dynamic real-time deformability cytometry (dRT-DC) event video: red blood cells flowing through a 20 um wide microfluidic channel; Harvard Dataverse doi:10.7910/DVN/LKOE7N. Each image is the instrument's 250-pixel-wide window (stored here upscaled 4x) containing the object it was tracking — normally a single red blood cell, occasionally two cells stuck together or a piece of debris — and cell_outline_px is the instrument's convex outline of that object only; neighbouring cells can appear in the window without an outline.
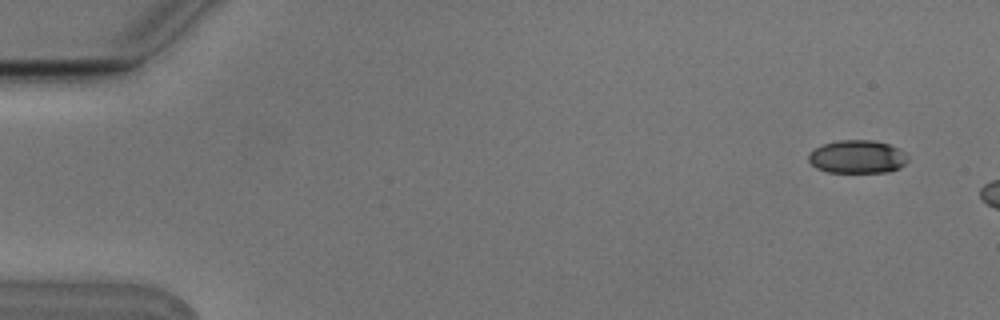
{"species": "Egyptian fruit bat (a non-hibernating species)", "species_latin": "Rousettus aegyptiacus", "temperature_condition": "cold", "stored_images_in_passage": 3, "camera_frame_rate_fps": 3000, "um_per_image_px": 0.085, "animal": {"sex": "male"}, "frame": {"image": 1, "passage_image": 1, "time_ms": 0.0, "image_size_px": [1000, 320], "cell_outline_px": [[908, 160], [900, 168], [888, 172], [828, 172], [816, 168], [808, 160], [808, 152], [824, 144], [840, 140], [872, 140], [888, 144], [900, 148], [904, 152]], "centroid_in_image_um": [72.87, 13.33], "position_along_channel_um": 12.1, "area_um2": 19.19}}